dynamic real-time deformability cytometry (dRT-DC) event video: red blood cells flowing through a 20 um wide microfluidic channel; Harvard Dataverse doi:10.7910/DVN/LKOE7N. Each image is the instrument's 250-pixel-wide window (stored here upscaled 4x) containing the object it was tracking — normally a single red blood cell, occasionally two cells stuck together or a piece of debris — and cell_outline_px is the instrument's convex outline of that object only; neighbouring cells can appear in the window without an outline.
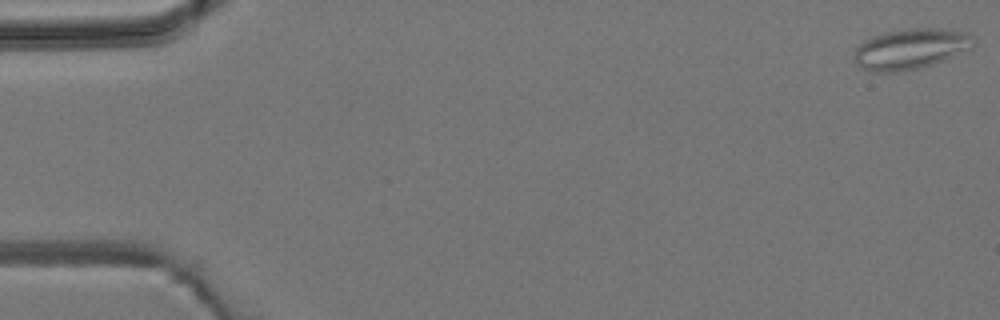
{"species": "common noctule bat (a hibernating species)", "species_latin": "Nyctalus noctula", "temperature_condition": "room temperature", "stored_images_in_passage": 4, "camera_frame_rate_fps": 3000, "um_per_image_px": 0.085, "animal": {"sex": "male", "body_mass_g": 19.2, "forearm_length_mm": 51.8}, "frame": {"image": 1, "passage_image": 1, "time_ms": 0.0, "image_size_px": [1000, 320], "cell_outline_px": [[976, 40], [972, 48], [932, 64], [920, 68], [896, 72], [872, 72], [860, 68], [856, 64], [852, 56], [856, 48], [864, 40], [872, 36], [884, 32], [904, 28], [940, 28], [968, 32]], "centroid_in_image_um": [77.37, 4.14], "position_along_channel_um": 7.6, "area_um2": 28.55}}